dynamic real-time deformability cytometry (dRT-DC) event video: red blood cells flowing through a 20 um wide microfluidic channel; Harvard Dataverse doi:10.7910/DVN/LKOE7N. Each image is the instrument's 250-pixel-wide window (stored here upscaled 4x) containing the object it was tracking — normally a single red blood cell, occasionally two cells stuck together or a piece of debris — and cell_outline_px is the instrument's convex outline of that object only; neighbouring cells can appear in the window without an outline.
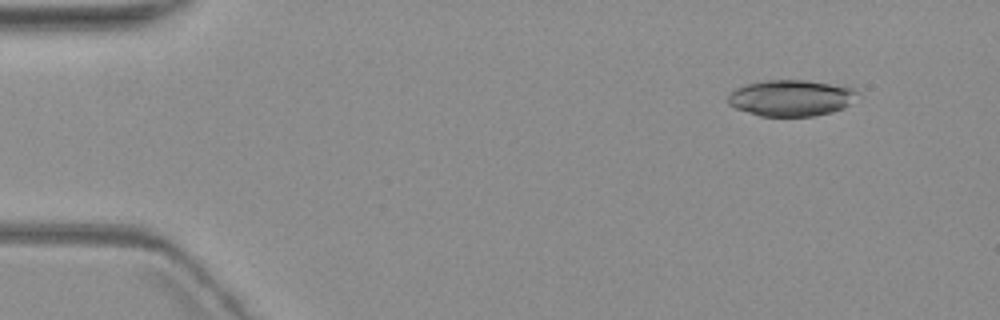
{"species": "common noctule bat (a hibernating species)", "species_latin": "Nyctalus noctula", "temperature_condition": "warm", "stored_images_in_passage": 4, "camera_frame_rate_fps": 3000, "um_per_image_px": 0.085, "animal": {"sex": "female", "body_mass_g": 19.3, "forearm_length_mm": 54.1}, "frame": {"image": 1, "passage_image": 1, "time_ms": 0.0, "image_size_px": [1000, 320], "cell_outline_px": [[856, 92], [848, 104], [844, 108], [832, 112], [812, 116], [760, 116], [736, 108], [728, 104], [728, 96], [736, 88], [744, 84], [764, 80], [808, 80], [856, 88]], "centroid_in_image_um": [67.2, 8.32], "position_along_channel_um": 17.8, "area_um2": 27.17}}
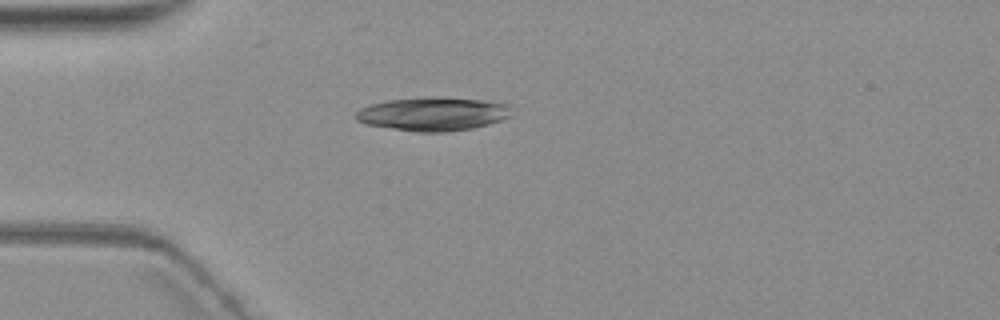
{"frame": {"image": 2, "passage_image": 4, "time_ms": 3.333, "image_size_px": [1000, 320], "cell_outline_px": [[508, 116], [500, 120], [488, 124], [472, 128], [444, 132], [416, 132], [364, 124], [356, 120], [356, 112], [360, 108], [372, 104], [388, 100], [428, 96], [436, 96], [484, 100], [508, 104]], "centroid_in_image_um": [36.74, 9.68], "position_along_channel_um": 48.3, "area_um2": 30.4}}